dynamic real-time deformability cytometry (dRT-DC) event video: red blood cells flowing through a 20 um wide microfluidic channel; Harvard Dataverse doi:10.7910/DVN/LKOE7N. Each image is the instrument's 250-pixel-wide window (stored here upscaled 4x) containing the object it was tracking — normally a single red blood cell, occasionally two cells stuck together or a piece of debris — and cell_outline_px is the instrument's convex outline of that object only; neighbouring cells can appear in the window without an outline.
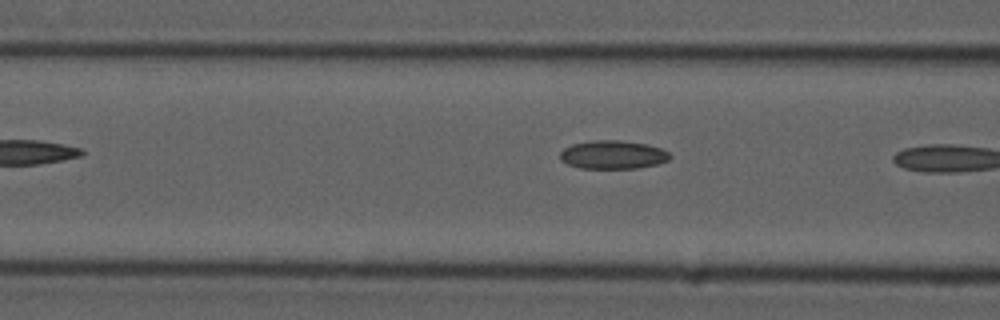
{"species": "common noctule bat (a hibernating species)", "species_latin": "Nyctalus noctula", "temperature_condition": "cold", "stored_images_in_passage": 5, "camera_frame_rate_fps": 3000, "um_per_image_px": 0.085, "animal": {"sex": "male", "forearm_length_mm": 52.5}, "frame": {"image": 1, "passage_image": 5, "time_ms": 5.0, "image_size_px": [1000, 320], "cell_outline_px": [[672, 156], [668, 160], [656, 164], [636, 168], [580, 168], [568, 164], [560, 160], [560, 152], [564, 148], [572, 144], [592, 140], [620, 140], [648, 144], [660, 148], [668, 152]], "centroid_in_image_um": [52.08, 13.14], "position_along_channel_um": 114.5, "area_um2": 18.21}}